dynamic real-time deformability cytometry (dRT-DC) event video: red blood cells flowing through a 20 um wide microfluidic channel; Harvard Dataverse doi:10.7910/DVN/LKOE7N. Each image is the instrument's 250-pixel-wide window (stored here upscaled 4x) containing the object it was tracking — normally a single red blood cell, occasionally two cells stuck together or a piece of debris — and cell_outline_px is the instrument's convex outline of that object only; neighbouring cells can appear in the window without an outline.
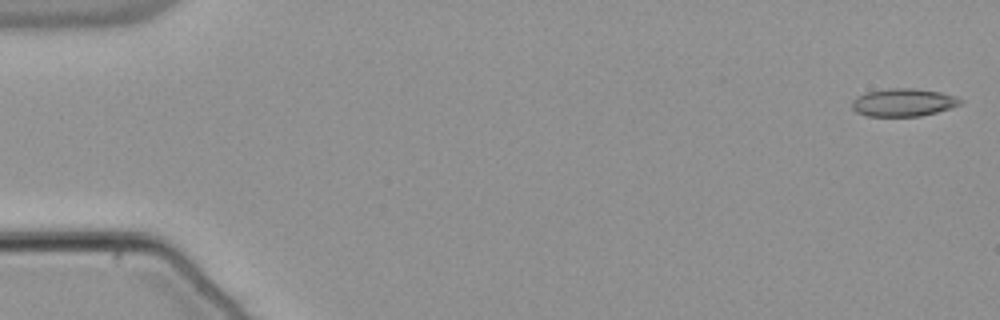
{"species": "common noctule bat (a hibernating species)", "species_latin": "Nyctalus noctula", "temperature_condition": "warm", "stored_images_in_passage": 54, "camera_frame_rate_fps": 3000, "um_per_image_px": 0.085, "animal": {"sex": "male", "body_mass_g": 21.5, "forearm_length_mm": 52.0}, "frame": {"image": 1, "passage_image": 1, "time_ms": 0.0, "image_size_px": [1000, 320], "cell_outline_px": [[964, 100], [960, 104], [936, 112], [920, 116], [868, 116], [856, 112], [852, 108], [852, 100], [856, 96], [864, 92], [888, 88], [912, 88], [940, 92]], "centroid_in_image_um": [76.72, 8.7], "position_along_channel_um": 8.3, "area_um2": 17.51}}
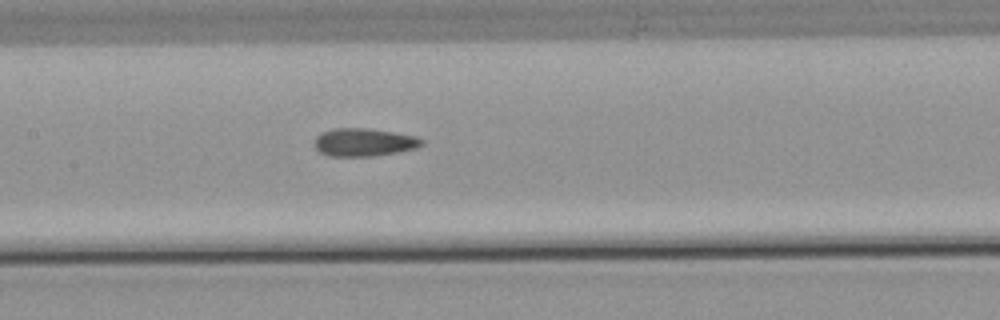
{"frame": {"image": 2, "passage_image": 26, "time_ms": 8.333, "image_size_px": [1000, 320], "cell_outline_px": [[424, 144], [416, 148], [396, 152], [368, 156], [328, 156], [320, 152], [316, 148], [316, 136], [320, 132], [332, 128], [368, 128], [416, 136], [424, 140]], "centroid_in_image_um": [30.93, 12.08], "position_along_channel_um": 176.5, "area_um2": 17.4}}
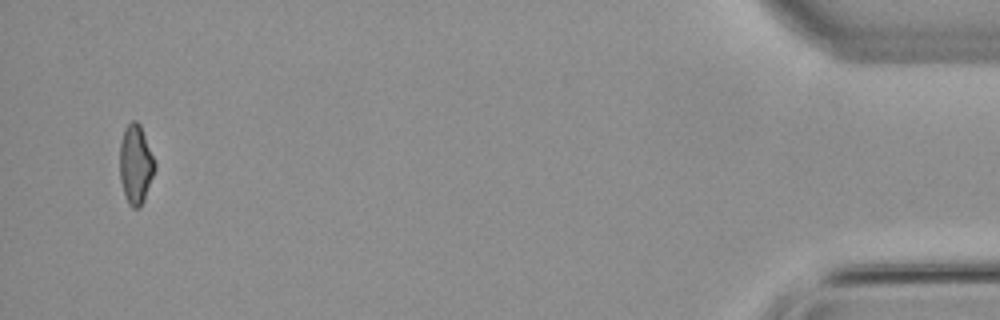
{"frame": {"image": 3, "passage_image": 52, "time_ms": 17.0, "image_size_px": [1000, 320], "cell_outline_px": [[156, 168], [144, 200], [140, 208], [132, 208], [128, 204], [120, 180], [120, 140], [124, 128], [132, 120], [136, 120], [140, 124], [156, 164]], "centroid_in_image_um": [11.53, 13.97], "position_along_channel_um": 423.7, "area_um2": 16.24}, "authors_computed_cell_mechanics": {"area_um2": 17.1666, "velocity_mm_per_s": 3.8144, "shape_relaxation_time_tau1_ms": null, "shape_relaxation_time_tau2_ms": 3.2903, "deformation_change_tau1": null, "deformation_change_tau2": 0.1073}}